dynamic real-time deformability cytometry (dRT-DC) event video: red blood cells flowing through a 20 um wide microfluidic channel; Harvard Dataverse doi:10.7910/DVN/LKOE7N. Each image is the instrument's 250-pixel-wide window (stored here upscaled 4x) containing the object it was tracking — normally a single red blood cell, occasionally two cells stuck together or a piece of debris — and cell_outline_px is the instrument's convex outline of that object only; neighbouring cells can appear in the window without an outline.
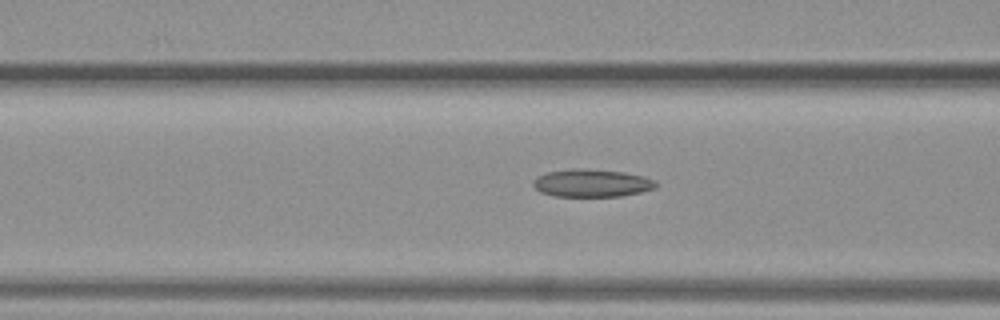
{"species": "common noctule bat (a hibernating species)", "species_latin": "Nyctalus noctula", "temperature_condition": "warm", "stored_images_in_passage": 13, "camera_frame_rate_fps": 3000, "um_per_image_px": 0.085, "animal": {"sex": "female", "body_mass_g": 19.3, "forearm_length_mm": 54.1}, "frame": {"image": 1, "passage_image": 9, "time_ms": 2.667, "image_size_px": [1000, 320], "cell_outline_px": [[656, 188], [640, 192], [620, 196], [552, 196], [540, 192], [532, 184], [532, 180], [536, 176], [548, 172], [572, 168], [576, 168], [624, 172], [644, 176], [656, 180]], "centroid_in_image_um": [50.28, 15.56], "position_along_channel_um": 116.3, "area_um2": 19.88}}
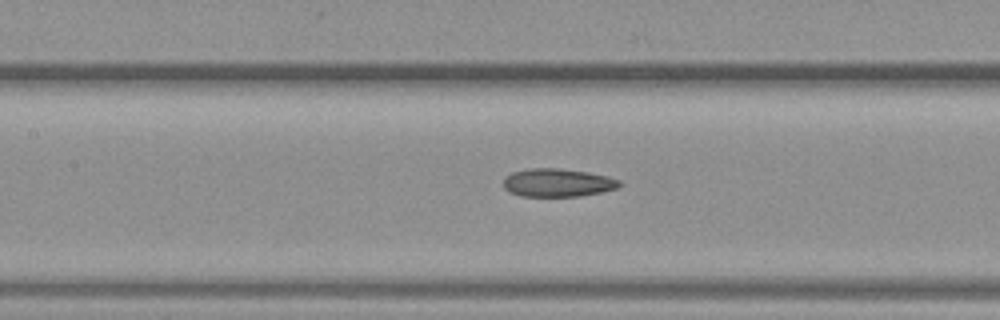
{"frame": {"image": 2, "passage_image": 12, "time_ms": 3.667, "image_size_px": [1000, 320], "cell_outline_px": [[620, 184], [616, 188], [600, 192], [580, 196], [520, 196], [508, 192], [504, 188], [504, 176], [512, 172], [528, 168], [560, 168], [588, 172], [608, 176], [620, 180]], "centroid_in_image_um": [47.35, 15.52], "position_along_channel_um": 160.0, "area_um2": 19.13}}